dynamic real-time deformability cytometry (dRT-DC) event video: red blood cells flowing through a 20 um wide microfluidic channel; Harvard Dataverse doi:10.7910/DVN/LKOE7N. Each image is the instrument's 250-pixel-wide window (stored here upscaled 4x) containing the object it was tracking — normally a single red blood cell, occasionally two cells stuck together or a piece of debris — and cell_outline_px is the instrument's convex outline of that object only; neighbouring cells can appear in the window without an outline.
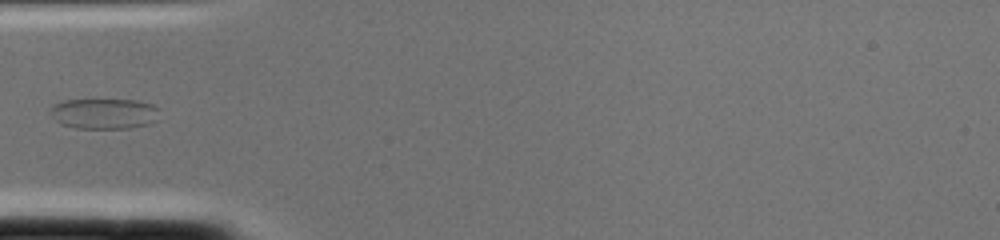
{"species": "common noctule bat (a hibernating species)", "species_latin": "Nyctalus noctula", "temperature_condition": "cold", "stored_images_in_passage": 2, "camera_frame_rate_fps": 3000, "um_per_image_px": 0.085, "animal": {"sex": "female", "body_mass_g": 22.0, "forearm_length_mm": 56.7}, "frame": {"image": 1, "passage_image": 2, "time_ms": 0.333, "image_size_px": [1000, 240], "cell_outline_px": [[160, 108], [156, 120], [148, 124], [128, 128], [76, 128], [60, 124], [56, 120], [48, 108], [52, 104], [64, 100], [136, 100], [152, 104]], "centroid_in_image_um": [8.84, 9.65], "position_along_channel_um": 76.2, "area_um2": 19.48}}